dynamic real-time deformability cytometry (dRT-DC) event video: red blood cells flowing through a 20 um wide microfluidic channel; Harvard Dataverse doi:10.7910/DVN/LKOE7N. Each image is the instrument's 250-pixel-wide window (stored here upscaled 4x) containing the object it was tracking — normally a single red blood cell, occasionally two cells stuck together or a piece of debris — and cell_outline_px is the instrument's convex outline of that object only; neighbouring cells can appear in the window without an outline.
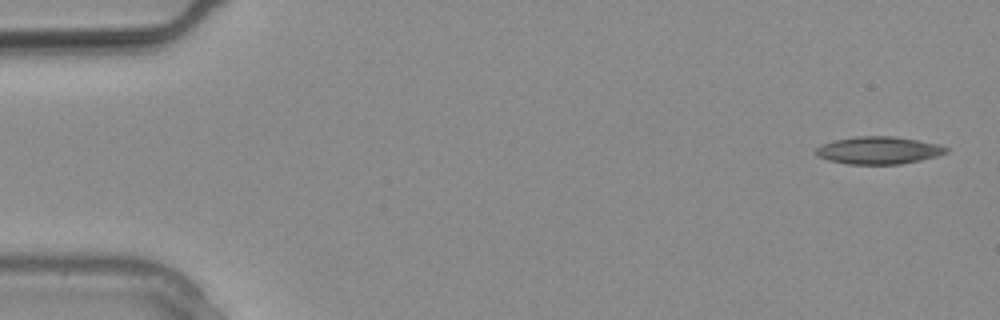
{"species": "common noctule bat (a hibernating species)", "species_latin": "Nyctalus noctula", "temperature_condition": "warm", "stored_images_in_passage": 10, "camera_frame_rate_fps": 3000, "um_per_image_px": 0.085, "animal": {"sex": "male", "body_mass_g": 20.4}, "frame": {"image": 1, "passage_image": 1, "time_ms": 0.0, "image_size_px": [1000, 320], "cell_outline_px": [[948, 152], [936, 156], [920, 160], [900, 164], [848, 164], [828, 160], [816, 156], [812, 152], [820, 144], [836, 140], [856, 136], [892, 136], [920, 140], [940, 144], [948, 148]], "centroid_in_image_um": [74.65, 12.77], "position_along_channel_um": 10.3, "area_um2": 21.04}}
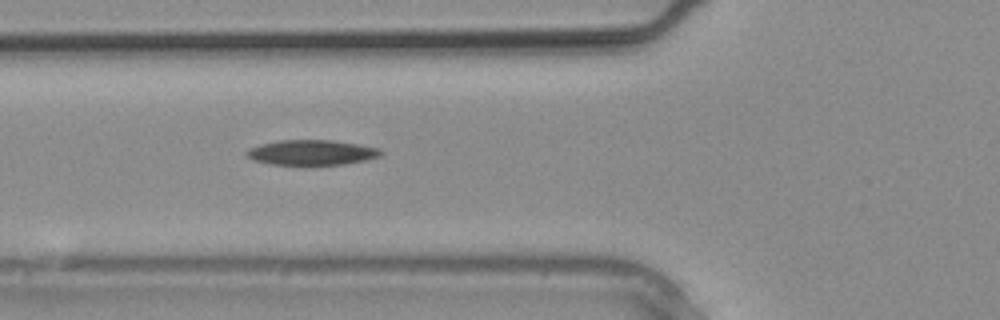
{"frame": {"image": 2, "passage_image": 10, "time_ms": 3.0, "image_size_px": [1000, 320], "cell_outline_px": [[384, 152], [380, 156], [364, 160], [344, 164], [304, 168], [272, 164], [252, 160], [244, 156], [244, 152], [248, 148], [260, 144], [280, 140], [332, 140], [380, 148]], "centroid_in_image_um": [26.42, 13.01], "position_along_channel_um": 99.4, "area_um2": 20.63}}